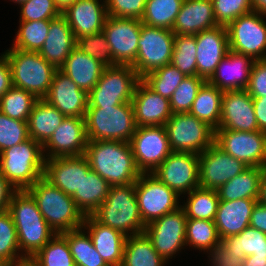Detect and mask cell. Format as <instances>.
<instances>
[{"label": "cell", "mask_w": 266, "mask_h": 266, "mask_svg": "<svg viewBox=\"0 0 266 266\" xmlns=\"http://www.w3.org/2000/svg\"><path fill=\"white\" fill-rule=\"evenodd\" d=\"M87 142L85 118L65 117L43 145L44 158L85 155Z\"/></svg>", "instance_id": "d6986e66"}, {"label": "cell", "mask_w": 266, "mask_h": 266, "mask_svg": "<svg viewBox=\"0 0 266 266\" xmlns=\"http://www.w3.org/2000/svg\"><path fill=\"white\" fill-rule=\"evenodd\" d=\"M91 170L85 155L45 159L43 177L67 195L79 192L83 175Z\"/></svg>", "instance_id": "7402d4cb"}, {"label": "cell", "mask_w": 266, "mask_h": 266, "mask_svg": "<svg viewBox=\"0 0 266 266\" xmlns=\"http://www.w3.org/2000/svg\"><path fill=\"white\" fill-rule=\"evenodd\" d=\"M215 143L248 167H266V133L215 130Z\"/></svg>", "instance_id": "4fadbf2b"}, {"label": "cell", "mask_w": 266, "mask_h": 266, "mask_svg": "<svg viewBox=\"0 0 266 266\" xmlns=\"http://www.w3.org/2000/svg\"><path fill=\"white\" fill-rule=\"evenodd\" d=\"M37 100L34 94L13 86L0 98V112L12 119L28 121Z\"/></svg>", "instance_id": "b9f144b4"}, {"label": "cell", "mask_w": 266, "mask_h": 266, "mask_svg": "<svg viewBox=\"0 0 266 266\" xmlns=\"http://www.w3.org/2000/svg\"><path fill=\"white\" fill-rule=\"evenodd\" d=\"M205 82L206 80L199 76H187L170 98V106L173 114L189 113L199 89Z\"/></svg>", "instance_id": "c3c4849f"}, {"label": "cell", "mask_w": 266, "mask_h": 266, "mask_svg": "<svg viewBox=\"0 0 266 266\" xmlns=\"http://www.w3.org/2000/svg\"><path fill=\"white\" fill-rule=\"evenodd\" d=\"M8 211L16 227L21 255L27 261L57 234L43 218L35 199L27 190L13 193Z\"/></svg>", "instance_id": "7a4b0ae2"}, {"label": "cell", "mask_w": 266, "mask_h": 266, "mask_svg": "<svg viewBox=\"0 0 266 266\" xmlns=\"http://www.w3.org/2000/svg\"><path fill=\"white\" fill-rule=\"evenodd\" d=\"M173 152L201 154L215 143V130L190 113H175L164 125Z\"/></svg>", "instance_id": "9c48e42d"}, {"label": "cell", "mask_w": 266, "mask_h": 266, "mask_svg": "<svg viewBox=\"0 0 266 266\" xmlns=\"http://www.w3.org/2000/svg\"><path fill=\"white\" fill-rule=\"evenodd\" d=\"M263 170L262 167H248L223 184L217 190L220 201L259 199Z\"/></svg>", "instance_id": "d6a6232c"}, {"label": "cell", "mask_w": 266, "mask_h": 266, "mask_svg": "<svg viewBox=\"0 0 266 266\" xmlns=\"http://www.w3.org/2000/svg\"><path fill=\"white\" fill-rule=\"evenodd\" d=\"M141 78L130 65L105 67L101 78L88 93V107L117 106L132 102Z\"/></svg>", "instance_id": "ba28073f"}, {"label": "cell", "mask_w": 266, "mask_h": 266, "mask_svg": "<svg viewBox=\"0 0 266 266\" xmlns=\"http://www.w3.org/2000/svg\"><path fill=\"white\" fill-rule=\"evenodd\" d=\"M258 201L263 205H266V167L262 172L260 195Z\"/></svg>", "instance_id": "be15d7a7"}, {"label": "cell", "mask_w": 266, "mask_h": 266, "mask_svg": "<svg viewBox=\"0 0 266 266\" xmlns=\"http://www.w3.org/2000/svg\"><path fill=\"white\" fill-rule=\"evenodd\" d=\"M254 61L250 56L229 50L208 82L223 92L244 90L248 86Z\"/></svg>", "instance_id": "d4e9b609"}, {"label": "cell", "mask_w": 266, "mask_h": 266, "mask_svg": "<svg viewBox=\"0 0 266 266\" xmlns=\"http://www.w3.org/2000/svg\"><path fill=\"white\" fill-rule=\"evenodd\" d=\"M195 37L197 76L208 81L229 52L227 29L224 26H216L197 33Z\"/></svg>", "instance_id": "44dd1931"}, {"label": "cell", "mask_w": 266, "mask_h": 266, "mask_svg": "<svg viewBox=\"0 0 266 266\" xmlns=\"http://www.w3.org/2000/svg\"><path fill=\"white\" fill-rule=\"evenodd\" d=\"M19 266H31L28 262L24 263V264H21Z\"/></svg>", "instance_id": "89a4df30"}, {"label": "cell", "mask_w": 266, "mask_h": 266, "mask_svg": "<svg viewBox=\"0 0 266 266\" xmlns=\"http://www.w3.org/2000/svg\"><path fill=\"white\" fill-rule=\"evenodd\" d=\"M187 194L181 205L187 219L214 221L220 201L217 190L197 187Z\"/></svg>", "instance_id": "f35d334b"}, {"label": "cell", "mask_w": 266, "mask_h": 266, "mask_svg": "<svg viewBox=\"0 0 266 266\" xmlns=\"http://www.w3.org/2000/svg\"><path fill=\"white\" fill-rule=\"evenodd\" d=\"M88 140L130 143L136 130L132 102L117 106L87 107L85 115Z\"/></svg>", "instance_id": "8992f818"}, {"label": "cell", "mask_w": 266, "mask_h": 266, "mask_svg": "<svg viewBox=\"0 0 266 266\" xmlns=\"http://www.w3.org/2000/svg\"><path fill=\"white\" fill-rule=\"evenodd\" d=\"M152 174L179 196L185 195L199 187V155L172 151Z\"/></svg>", "instance_id": "e0dca14e"}, {"label": "cell", "mask_w": 266, "mask_h": 266, "mask_svg": "<svg viewBox=\"0 0 266 266\" xmlns=\"http://www.w3.org/2000/svg\"><path fill=\"white\" fill-rule=\"evenodd\" d=\"M105 66L75 47L60 68L80 89L89 93L101 78Z\"/></svg>", "instance_id": "4dcf8cb0"}, {"label": "cell", "mask_w": 266, "mask_h": 266, "mask_svg": "<svg viewBox=\"0 0 266 266\" xmlns=\"http://www.w3.org/2000/svg\"><path fill=\"white\" fill-rule=\"evenodd\" d=\"M224 92L206 81L199 89L189 113L214 130L219 127Z\"/></svg>", "instance_id": "e575fe53"}, {"label": "cell", "mask_w": 266, "mask_h": 266, "mask_svg": "<svg viewBox=\"0 0 266 266\" xmlns=\"http://www.w3.org/2000/svg\"><path fill=\"white\" fill-rule=\"evenodd\" d=\"M265 17L266 15L252 11L230 23L226 27L229 50L250 56L254 60L266 59Z\"/></svg>", "instance_id": "7c38bea8"}, {"label": "cell", "mask_w": 266, "mask_h": 266, "mask_svg": "<svg viewBox=\"0 0 266 266\" xmlns=\"http://www.w3.org/2000/svg\"><path fill=\"white\" fill-rule=\"evenodd\" d=\"M43 146L32 138L0 153V172L15 188L27 190L43 177Z\"/></svg>", "instance_id": "5b68a950"}, {"label": "cell", "mask_w": 266, "mask_h": 266, "mask_svg": "<svg viewBox=\"0 0 266 266\" xmlns=\"http://www.w3.org/2000/svg\"><path fill=\"white\" fill-rule=\"evenodd\" d=\"M76 47L105 67L116 66L103 30L77 39Z\"/></svg>", "instance_id": "681fc988"}, {"label": "cell", "mask_w": 266, "mask_h": 266, "mask_svg": "<svg viewBox=\"0 0 266 266\" xmlns=\"http://www.w3.org/2000/svg\"><path fill=\"white\" fill-rule=\"evenodd\" d=\"M0 266H15L12 262L0 259Z\"/></svg>", "instance_id": "003e7915"}, {"label": "cell", "mask_w": 266, "mask_h": 266, "mask_svg": "<svg viewBox=\"0 0 266 266\" xmlns=\"http://www.w3.org/2000/svg\"><path fill=\"white\" fill-rule=\"evenodd\" d=\"M249 226L266 234V205L259 201L253 207Z\"/></svg>", "instance_id": "680465c9"}, {"label": "cell", "mask_w": 266, "mask_h": 266, "mask_svg": "<svg viewBox=\"0 0 266 266\" xmlns=\"http://www.w3.org/2000/svg\"><path fill=\"white\" fill-rule=\"evenodd\" d=\"M212 266H243L240 254L230 253L221 243L208 251Z\"/></svg>", "instance_id": "9f6ffc18"}, {"label": "cell", "mask_w": 266, "mask_h": 266, "mask_svg": "<svg viewBox=\"0 0 266 266\" xmlns=\"http://www.w3.org/2000/svg\"><path fill=\"white\" fill-rule=\"evenodd\" d=\"M197 45L195 35H176L172 52L171 64L178 68L186 77L197 76Z\"/></svg>", "instance_id": "f6af8a7d"}, {"label": "cell", "mask_w": 266, "mask_h": 266, "mask_svg": "<svg viewBox=\"0 0 266 266\" xmlns=\"http://www.w3.org/2000/svg\"><path fill=\"white\" fill-rule=\"evenodd\" d=\"M10 1H13L14 3H17V4H21V3H23V2H25V1H27V0H10Z\"/></svg>", "instance_id": "a7ac6f4b"}, {"label": "cell", "mask_w": 266, "mask_h": 266, "mask_svg": "<svg viewBox=\"0 0 266 266\" xmlns=\"http://www.w3.org/2000/svg\"><path fill=\"white\" fill-rule=\"evenodd\" d=\"M175 34L170 29L141 25L138 52L132 68L142 79L148 73L170 64Z\"/></svg>", "instance_id": "30bf717a"}, {"label": "cell", "mask_w": 266, "mask_h": 266, "mask_svg": "<svg viewBox=\"0 0 266 266\" xmlns=\"http://www.w3.org/2000/svg\"><path fill=\"white\" fill-rule=\"evenodd\" d=\"M60 234L67 240L76 266H109L95 249L90 235L83 227Z\"/></svg>", "instance_id": "8d00e7d4"}, {"label": "cell", "mask_w": 266, "mask_h": 266, "mask_svg": "<svg viewBox=\"0 0 266 266\" xmlns=\"http://www.w3.org/2000/svg\"><path fill=\"white\" fill-rule=\"evenodd\" d=\"M218 26L227 27L235 19L253 11L251 0H212Z\"/></svg>", "instance_id": "f907efd6"}, {"label": "cell", "mask_w": 266, "mask_h": 266, "mask_svg": "<svg viewBox=\"0 0 266 266\" xmlns=\"http://www.w3.org/2000/svg\"><path fill=\"white\" fill-rule=\"evenodd\" d=\"M31 266H76L67 240L56 234L28 260Z\"/></svg>", "instance_id": "60d3db41"}, {"label": "cell", "mask_w": 266, "mask_h": 266, "mask_svg": "<svg viewBox=\"0 0 266 266\" xmlns=\"http://www.w3.org/2000/svg\"><path fill=\"white\" fill-rule=\"evenodd\" d=\"M132 104L137 127L164 126L173 114L170 99L153 91L142 79L135 88Z\"/></svg>", "instance_id": "cb8c5ba5"}, {"label": "cell", "mask_w": 266, "mask_h": 266, "mask_svg": "<svg viewBox=\"0 0 266 266\" xmlns=\"http://www.w3.org/2000/svg\"><path fill=\"white\" fill-rule=\"evenodd\" d=\"M103 2L101 4L99 0H76L62 12L76 39L103 30L108 16L105 0Z\"/></svg>", "instance_id": "484cf974"}, {"label": "cell", "mask_w": 266, "mask_h": 266, "mask_svg": "<svg viewBox=\"0 0 266 266\" xmlns=\"http://www.w3.org/2000/svg\"><path fill=\"white\" fill-rule=\"evenodd\" d=\"M29 137L27 121L12 119L0 112V153Z\"/></svg>", "instance_id": "816d5d0a"}, {"label": "cell", "mask_w": 266, "mask_h": 266, "mask_svg": "<svg viewBox=\"0 0 266 266\" xmlns=\"http://www.w3.org/2000/svg\"><path fill=\"white\" fill-rule=\"evenodd\" d=\"M19 252L16 227L10 212L6 210L0 213V259L15 266L28 262Z\"/></svg>", "instance_id": "bcb514c9"}, {"label": "cell", "mask_w": 266, "mask_h": 266, "mask_svg": "<svg viewBox=\"0 0 266 266\" xmlns=\"http://www.w3.org/2000/svg\"><path fill=\"white\" fill-rule=\"evenodd\" d=\"M64 118L65 116L45 99H38L27 121L29 137L43 146Z\"/></svg>", "instance_id": "1f68e13d"}, {"label": "cell", "mask_w": 266, "mask_h": 266, "mask_svg": "<svg viewBox=\"0 0 266 266\" xmlns=\"http://www.w3.org/2000/svg\"><path fill=\"white\" fill-rule=\"evenodd\" d=\"M92 216L126 237L145 232L146 225L140 216L135 183L111 186L105 201Z\"/></svg>", "instance_id": "3957f363"}, {"label": "cell", "mask_w": 266, "mask_h": 266, "mask_svg": "<svg viewBox=\"0 0 266 266\" xmlns=\"http://www.w3.org/2000/svg\"><path fill=\"white\" fill-rule=\"evenodd\" d=\"M253 11L266 15V0H251Z\"/></svg>", "instance_id": "e7e4bbea"}, {"label": "cell", "mask_w": 266, "mask_h": 266, "mask_svg": "<svg viewBox=\"0 0 266 266\" xmlns=\"http://www.w3.org/2000/svg\"><path fill=\"white\" fill-rule=\"evenodd\" d=\"M186 76L171 63L148 73L142 80L162 97L170 99Z\"/></svg>", "instance_id": "7dc6e473"}, {"label": "cell", "mask_w": 266, "mask_h": 266, "mask_svg": "<svg viewBox=\"0 0 266 266\" xmlns=\"http://www.w3.org/2000/svg\"><path fill=\"white\" fill-rule=\"evenodd\" d=\"M19 22L20 26L12 48L39 52L47 38L50 20Z\"/></svg>", "instance_id": "ee69618b"}, {"label": "cell", "mask_w": 266, "mask_h": 266, "mask_svg": "<svg viewBox=\"0 0 266 266\" xmlns=\"http://www.w3.org/2000/svg\"><path fill=\"white\" fill-rule=\"evenodd\" d=\"M247 168L242 161L230 156L214 143L199 154V187L218 190Z\"/></svg>", "instance_id": "ac0fdd59"}, {"label": "cell", "mask_w": 266, "mask_h": 266, "mask_svg": "<svg viewBox=\"0 0 266 266\" xmlns=\"http://www.w3.org/2000/svg\"><path fill=\"white\" fill-rule=\"evenodd\" d=\"M167 261L154 249L145 233L126 237L121 266H165Z\"/></svg>", "instance_id": "d590c367"}, {"label": "cell", "mask_w": 266, "mask_h": 266, "mask_svg": "<svg viewBox=\"0 0 266 266\" xmlns=\"http://www.w3.org/2000/svg\"><path fill=\"white\" fill-rule=\"evenodd\" d=\"M135 192L145 225L181 207L180 196L152 173L140 175L135 182Z\"/></svg>", "instance_id": "8fae6325"}, {"label": "cell", "mask_w": 266, "mask_h": 266, "mask_svg": "<svg viewBox=\"0 0 266 266\" xmlns=\"http://www.w3.org/2000/svg\"><path fill=\"white\" fill-rule=\"evenodd\" d=\"M245 90L251 97H266V59L254 61Z\"/></svg>", "instance_id": "11a10c76"}, {"label": "cell", "mask_w": 266, "mask_h": 266, "mask_svg": "<svg viewBox=\"0 0 266 266\" xmlns=\"http://www.w3.org/2000/svg\"><path fill=\"white\" fill-rule=\"evenodd\" d=\"M111 185L95 171L83 175L79 192L72 195L78 209L84 216L92 215L105 201Z\"/></svg>", "instance_id": "836d02e7"}, {"label": "cell", "mask_w": 266, "mask_h": 266, "mask_svg": "<svg viewBox=\"0 0 266 266\" xmlns=\"http://www.w3.org/2000/svg\"><path fill=\"white\" fill-rule=\"evenodd\" d=\"M258 199L219 201L214 223L220 239L240 234L249 226L251 213Z\"/></svg>", "instance_id": "f546056e"}, {"label": "cell", "mask_w": 266, "mask_h": 266, "mask_svg": "<svg viewBox=\"0 0 266 266\" xmlns=\"http://www.w3.org/2000/svg\"><path fill=\"white\" fill-rule=\"evenodd\" d=\"M35 199L43 218L57 233L79 229L85 216L78 209L72 196L53 186L44 177L27 189Z\"/></svg>", "instance_id": "277c9868"}, {"label": "cell", "mask_w": 266, "mask_h": 266, "mask_svg": "<svg viewBox=\"0 0 266 266\" xmlns=\"http://www.w3.org/2000/svg\"><path fill=\"white\" fill-rule=\"evenodd\" d=\"M147 0H105L107 15L141 20Z\"/></svg>", "instance_id": "db71d44e"}, {"label": "cell", "mask_w": 266, "mask_h": 266, "mask_svg": "<svg viewBox=\"0 0 266 266\" xmlns=\"http://www.w3.org/2000/svg\"><path fill=\"white\" fill-rule=\"evenodd\" d=\"M186 222L185 212L179 207L145 226L144 233L167 262L186 245Z\"/></svg>", "instance_id": "5bb4252c"}, {"label": "cell", "mask_w": 266, "mask_h": 266, "mask_svg": "<svg viewBox=\"0 0 266 266\" xmlns=\"http://www.w3.org/2000/svg\"><path fill=\"white\" fill-rule=\"evenodd\" d=\"M13 87L12 72L7 56H0V98Z\"/></svg>", "instance_id": "6f0895ef"}, {"label": "cell", "mask_w": 266, "mask_h": 266, "mask_svg": "<svg viewBox=\"0 0 266 266\" xmlns=\"http://www.w3.org/2000/svg\"><path fill=\"white\" fill-rule=\"evenodd\" d=\"M12 72V83L17 88L44 98L50 88L55 71L38 52L10 48L4 52Z\"/></svg>", "instance_id": "52a82bcc"}, {"label": "cell", "mask_w": 266, "mask_h": 266, "mask_svg": "<svg viewBox=\"0 0 266 266\" xmlns=\"http://www.w3.org/2000/svg\"><path fill=\"white\" fill-rule=\"evenodd\" d=\"M243 266H266V257L249 255L245 258Z\"/></svg>", "instance_id": "6125c7cd"}, {"label": "cell", "mask_w": 266, "mask_h": 266, "mask_svg": "<svg viewBox=\"0 0 266 266\" xmlns=\"http://www.w3.org/2000/svg\"><path fill=\"white\" fill-rule=\"evenodd\" d=\"M85 156L91 170L111 186L135 183L142 174L128 142L88 140Z\"/></svg>", "instance_id": "6da1fadb"}, {"label": "cell", "mask_w": 266, "mask_h": 266, "mask_svg": "<svg viewBox=\"0 0 266 266\" xmlns=\"http://www.w3.org/2000/svg\"><path fill=\"white\" fill-rule=\"evenodd\" d=\"M83 229L87 230L93 245L109 266H121L126 236L118 230L98 222L92 215L85 216Z\"/></svg>", "instance_id": "83f0119b"}, {"label": "cell", "mask_w": 266, "mask_h": 266, "mask_svg": "<svg viewBox=\"0 0 266 266\" xmlns=\"http://www.w3.org/2000/svg\"><path fill=\"white\" fill-rule=\"evenodd\" d=\"M220 243L230 253L240 254L245 260L249 255L266 257V234L251 227H246L240 234L227 236Z\"/></svg>", "instance_id": "74e56055"}, {"label": "cell", "mask_w": 266, "mask_h": 266, "mask_svg": "<svg viewBox=\"0 0 266 266\" xmlns=\"http://www.w3.org/2000/svg\"><path fill=\"white\" fill-rule=\"evenodd\" d=\"M43 99L57 108L65 117L85 118L88 93L80 89L60 69L55 71L49 91Z\"/></svg>", "instance_id": "603a6c76"}, {"label": "cell", "mask_w": 266, "mask_h": 266, "mask_svg": "<svg viewBox=\"0 0 266 266\" xmlns=\"http://www.w3.org/2000/svg\"><path fill=\"white\" fill-rule=\"evenodd\" d=\"M76 45L77 39L66 17L61 13L50 20L47 38L38 53L49 64L60 69Z\"/></svg>", "instance_id": "4316f807"}, {"label": "cell", "mask_w": 266, "mask_h": 266, "mask_svg": "<svg viewBox=\"0 0 266 266\" xmlns=\"http://www.w3.org/2000/svg\"><path fill=\"white\" fill-rule=\"evenodd\" d=\"M130 145L141 173H152L172 152L164 126L136 127Z\"/></svg>", "instance_id": "9a60e30c"}, {"label": "cell", "mask_w": 266, "mask_h": 266, "mask_svg": "<svg viewBox=\"0 0 266 266\" xmlns=\"http://www.w3.org/2000/svg\"><path fill=\"white\" fill-rule=\"evenodd\" d=\"M20 21L51 20L62 12L53 0H27L20 4Z\"/></svg>", "instance_id": "f5cc1de1"}, {"label": "cell", "mask_w": 266, "mask_h": 266, "mask_svg": "<svg viewBox=\"0 0 266 266\" xmlns=\"http://www.w3.org/2000/svg\"><path fill=\"white\" fill-rule=\"evenodd\" d=\"M220 237L214 221L187 219L186 246H192L199 251H208L220 244Z\"/></svg>", "instance_id": "7bdbcfd3"}, {"label": "cell", "mask_w": 266, "mask_h": 266, "mask_svg": "<svg viewBox=\"0 0 266 266\" xmlns=\"http://www.w3.org/2000/svg\"><path fill=\"white\" fill-rule=\"evenodd\" d=\"M141 25L139 19L107 16L103 32L116 65L132 66L135 63Z\"/></svg>", "instance_id": "2e32d148"}, {"label": "cell", "mask_w": 266, "mask_h": 266, "mask_svg": "<svg viewBox=\"0 0 266 266\" xmlns=\"http://www.w3.org/2000/svg\"><path fill=\"white\" fill-rule=\"evenodd\" d=\"M184 0H147L142 24L172 30Z\"/></svg>", "instance_id": "ab89813d"}, {"label": "cell", "mask_w": 266, "mask_h": 266, "mask_svg": "<svg viewBox=\"0 0 266 266\" xmlns=\"http://www.w3.org/2000/svg\"><path fill=\"white\" fill-rule=\"evenodd\" d=\"M216 26L212 0H184L172 31L176 35H196Z\"/></svg>", "instance_id": "f1b7e54d"}, {"label": "cell", "mask_w": 266, "mask_h": 266, "mask_svg": "<svg viewBox=\"0 0 266 266\" xmlns=\"http://www.w3.org/2000/svg\"><path fill=\"white\" fill-rule=\"evenodd\" d=\"M217 129L233 131H259L253 98L244 90L224 91L220 124Z\"/></svg>", "instance_id": "ffe728a7"}, {"label": "cell", "mask_w": 266, "mask_h": 266, "mask_svg": "<svg viewBox=\"0 0 266 266\" xmlns=\"http://www.w3.org/2000/svg\"><path fill=\"white\" fill-rule=\"evenodd\" d=\"M55 5L63 12L69 5L74 3L76 0H53Z\"/></svg>", "instance_id": "03108f58"}, {"label": "cell", "mask_w": 266, "mask_h": 266, "mask_svg": "<svg viewBox=\"0 0 266 266\" xmlns=\"http://www.w3.org/2000/svg\"><path fill=\"white\" fill-rule=\"evenodd\" d=\"M259 131L266 133V97H252Z\"/></svg>", "instance_id": "91938a15"}, {"label": "cell", "mask_w": 266, "mask_h": 266, "mask_svg": "<svg viewBox=\"0 0 266 266\" xmlns=\"http://www.w3.org/2000/svg\"><path fill=\"white\" fill-rule=\"evenodd\" d=\"M15 191V188L0 172V213L8 210L10 199Z\"/></svg>", "instance_id": "94428289"}]
</instances>
